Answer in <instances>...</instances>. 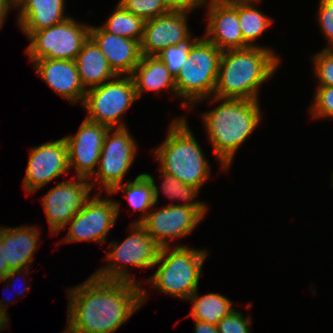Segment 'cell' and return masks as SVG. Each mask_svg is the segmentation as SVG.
Returning <instances> with one entry per match:
<instances>
[{"mask_svg":"<svg viewBox=\"0 0 333 333\" xmlns=\"http://www.w3.org/2000/svg\"><path fill=\"white\" fill-rule=\"evenodd\" d=\"M146 291L140 283L102 280L92 274L67 289V325L76 333H115L146 302Z\"/></svg>","mask_w":333,"mask_h":333,"instance_id":"obj_1","label":"cell"},{"mask_svg":"<svg viewBox=\"0 0 333 333\" xmlns=\"http://www.w3.org/2000/svg\"><path fill=\"white\" fill-rule=\"evenodd\" d=\"M279 62L278 55L264 46L223 51L213 96L219 99L258 100V88L272 78Z\"/></svg>","mask_w":333,"mask_h":333,"instance_id":"obj_2","label":"cell"},{"mask_svg":"<svg viewBox=\"0 0 333 333\" xmlns=\"http://www.w3.org/2000/svg\"><path fill=\"white\" fill-rule=\"evenodd\" d=\"M222 103L202 114L211 142L215 160H220L224 171L228 170L235 153L259 125L262 115L259 100L219 99Z\"/></svg>","mask_w":333,"mask_h":333,"instance_id":"obj_3","label":"cell"},{"mask_svg":"<svg viewBox=\"0 0 333 333\" xmlns=\"http://www.w3.org/2000/svg\"><path fill=\"white\" fill-rule=\"evenodd\" d=\"M167 137L154 150L160 169L200 190L210 177L209 163L184 117L174 118Z\"/></svg>","mask_w":333,"mask_h":333,"instance_id":"obj_4","label":"cell"},{"mask_svg":"<svg viewBox=\"0 0 333 333\" xmlns=\"http://www.w3.org/2000/svg\"><path fill=\"white\" fill-rule=\"evenodd\" d=\"M208 251L178 244L175 248L161 247L155 267L159 268L148 279L151 286L166 295L188 300L198 290L202 265Z\"/></svg>","mask_w":333,"mask_h":333,"instance_id":"obj_5","label":"cell"},{"mask_svg":"<svg viewBox=\"0 0 333 333\" xmlns=\"http://www.w3.org/2000/svg\"><path fill=\"white\" fill-rule=\"evenodd\" d=\"M131 233L122 243L116 241L110 243V251L106 259L110 260L108 265L102 266L93 274L102 280H116L134 282L128 271V265L140 268H153L158 261L161 246L152 239L141 223H132L129 227ZM125 264V265H122ZM122 265V266H121Z\"/></svg>","mask_w":333,"mask_h":333,"instance_id":"obj_6","label":"cell"},{"mask_svg":"<svg viewBox=\"0 0 333 333\" xmlns=\"http://www.w3.org/2000/svg\"><path fill=\"white\" fill-rule=\"evenodd\" d=\"M138 100L131 76L107 81L87 90L83 108L88 111L87 120L109 128H124L121 117L135 100Z\"/></svg>","mask_w":333,"mask_h":333,"instance_id":"obj_7","label":"cell"},{"mask_svg":"<svg viewBox=\"0 0 333 333\" xmlns=\"http://www.w3.org/2000/svg\"><path fill=\"white\" fill-rule=\"evenodd\" d=\"M90 26L78 24L69 17L63 22L33 32L26 53L30 61L60 59L75 61L84 42L90 37Z\"/></svg>","mask_w":333,"mask_h":333,"instance_id":"obj_8","label":"cell"},{"mask_svg":"<svg viewBox=\"0 0 333 333\" xmlns=\"http://www.w3.org/2000/svg\"><path fill=\"white\" fill-rule=\"evenodd\" d=\"M131 136L127 127L109 128L105 135L98 169L93 176L107 193L122 183L133 164L137 145Z\"/></svg>","mask_w":333,"mask_h":333,"instance_id":"obj_9","label":"cell"},{"mask_svg":"<svg viewBox=\"0 0 333 333\" xmlns=\"http://www.w3.org/2000/svg\"><path fill=\"white\" fill-rule=\"evenodd\" d=\"M102 191L89 198L84 207L67 223L70 229L65 243L94 241L105 243L106 236L117 221L120 203L100 197Z\"/></svg>","mask_w":333,"mask_h":333,"instance_id":"obj_10","label":"cell"},{"mask_svg":"<svg viewBox=\"0 0 333 333\" xmlns=\"http://www.w3.org/2000/svg\"><path fill=\"white\" fill-rule=\"evenodd\" d=\"M74 177L71 181H61L41 198L52 235H58L67 226L90 198L94 184L97 185L87 178Z\"/></svg>","mask_w":333,"mask_h":333,"instance_id":"obj_11","label":"cell"},{"mask_svg":"<svg viewBox=\"0 0 333 333\" xmlns=\"http://www.w3.org/2000/svg\"><path fill=\"white\" fill-rule=\"evenodd\" d=\"M207 208H189L180 205H166L148 212L141 223L147 234L161 247H170V239L188 235L202 221Z\"/></svg>","mask_w":333,"mask_h":333,"instance_id":"obj_12","label":"cell"},{"mask_svg":"<svg viewBox=\"0 0 333 333\" xmlns=\"http://www.w3.org/2000/svg\"><path fill=\"white\" fill-rule=\"evenodd\" d=\"M68 147L64 138L32 148L23 180L26 192L34 193L62 174H69Z\"/></svg>","mask_w":333,"mask_h":333,"instance_id":"obj_13","label":"cell"},{"mask_svg":"<svg viewBox=\"0 0 333 333\" xmlns=\"http://www.w3.org/2000/svg\"><path fill=\"white\" fill-rule=\"evenodd\" d=\"M108 129L85 118L75 135L63 137L68 147L69 168L75 167L76 177L88 179L94 175Z\"/></svg>","mask_w":333,"mask_h":333,"instance_id":"obj_14","label":"cell"},{"mask_svg":"<svg viewBox=\"0 0 333 333\" xmlns=\"http://www.w3.org/2000/svg\"><path fill=\"white\" fill-rule=\"evenodd\" d=\"M195 7L173 8L167 14L145 21L140 42L142 55H157L163 49L188 38L187 15Z\"/></svg>","mask_w":333,"mask_h":333,"instance_id":"obj_15","label":"cell"},{"mask_svg":"<svg viewBox=\"0 0 333 333\" xmlns=\"http://www.w3.org/2000/svg\"><path fill=\"white\" fill-rule=\"evenodd\" d=\"M208 14L205 38L222 52L249 47L239 25L238 11L221 0L207 1Z\"/></svg>","mask_w":333,"mask_h":333,"instance_id":"obj_16","label":"cell"},{"mask_svg":"<svg viewBox=\"0 0 333 333\" xmlns=\"http://www.w3.org/2000/svg\"><path fill=\"white\" fill-rule=\"evenodd\" d=\"M90 37L99 46L116 75L130 76L142 58L140 42L106 32L101 26H90Z\"/></svg>","mask_w":333,"mask_h":333,"instance_id":"obj_17","label":"cell"},{"mask_svg":"<svg viewBox=\"0 0 333 333\" xmlns=\"http://www.w3.org/2000/svg\"><path fill=\"white\" fill-rule=\"evenodd\" d=\"M37 74L52 90L73 104L84 101L87 90L81 83L75 61L37 59L33 61Z\"/></svg>","mask_w":333,"mask_h":333,"instance_id":"obj_18","label":"cell"},{"mask_svg":"<svg viewBox=\"0 0 333 333\" xmlns=\"http://www.w3.org/2000/svg\"><path fill=\"white\" fill-rule=\"evenodd\" d=\"M219 67H198L189 57L175 78L177 96L183 98L181 105L192 108L194 104L213 97ZM213 94V95H212ZM187 100V101H185Z\"/></svg>","mask_w":333,"mask_h":333,"instance_id":"obj_19","label":"cell"},{"mask_svg":"<svg viewBox=\"0 0 333 333\" xmlns=\"http://www.w3.org/2000/svg\"><path fill=\"white\" fill-rule=\"evenodd\" d=\"M16 7H20L18 25L27 37L69 18L64 15L65 0H21Z\"/></svg>","mask_w":333,"mask_h":333,"instance_id":"obj_20","label":"cell"},{"mask_svg":"<svg viewBox=\"0 0 333 333\" xmlns=\"http://www.w3.org/2000/svg\"><path fill=\"white\" fill-rule=\"evenodd\" d=\"M39 236L37 226L3 227L4 255L10 270L31 266Z\"/></svg>","mask_w":333,"mask_h":333,"instance_id":"obj_21","label":"cell"},{"mask_svg":"<svg viewBox=\"0 0 333 333\" xmlns=\"http://www.w3.org/2000/svg\"><path fill=\"white\" fill-rule=\"evenodd\" d=\"M130 76L138 99L143 91L159 93L165 88L177 95L175 77L157 55H142L141 61Z\"/></svg>","mask_w":333,"mask_h":333,"instance_id":"obj_22","label":"cell"},{"mask_svg":"<svg viewBox=\"0 0 333 333\" xmlns=\"http://www.w3.org/2000/svg\"><path fill=\"white\" fill-rule=\"evenodd\" d=\"M82 85L86 90L116 78L106 57L95 41L89 37L75 59Z\"/></svg>","mask_w":333,"mask_h":333,"instance_id":"obj_23","label":"cell"},{"mask_svg":"<svg viewBox=\"0 0 333 333\" xmlns=\"http://www.w3.org/2000/svg\"><path fill=\"white\" fill-rule=\"evenodd\" d=\"M125 192V197L128 204L131 206V210L143 211L141 218L134 223H142L148 215L151 208H155V204L158 201L159 189L155 183V179L151 174L142 173L138 175L134 181L125 182L114 187L108 195H113L118 191ZM149 209V210H148Z\"/></svg>","mask_w":333,"mask_h":333,"instance_id":"obj_24","label":"cell"},{"mask_svg":"<svg viewBox=\"0 0 333 333\" xmlns=\"http://www.w3.org/2000/svg\"><path fill=\"white\" fill-rule=\"evenodd\" d=\"M188 301L192 303L190 315L193 320H200L213 325H216L224 316L234 310L232 302L218 293H208L199 297L196 290Z\"/></svg>","mask_w":333,"mask_h":333,"instance_id":"obj_25","label":"cell"},{"mask_svg":"<svg viewBox=\"0 0 333 333\" xmlns=\"http://www.w3.org/2000/svg\"><path fill=\"white\" fill-rule=\"evenodd\" d=\"M238 11L239 25L243 39L249 46H260L253 41L263 35L272 24V18L254 7L253 1L230 3Z\"/></svg>","mask_w":333,"mask_h":333,"instance_id":"obj_26","label":"cell"},{"mask_svg":"<svg viewBox=\"0 0 333 333\" xmlns=\"http://www.w3.org/2000/svg\"><path fill=\"white\" fill-rule=\"evenodd\" d=\"M144 24L145 20L143 18L128 12L120 4H117L111 16H109L106 23L101 27L111 34L141 42Z\"/></svg>","mask_w":333,"mask_h":333,"instance_id":"obj_27","label":"cell"},{"mask_svg":"<svg viewBox=\"0 0 333 333\" xmlns=\"http://www.w3.org/2000/svg\"><path fill=\"white\" fill-rule=\"evenodd\" d=\"M163 179L161 183V191L169 197V199H179L185 202V204H176L180 206H185L189 208H207L204 202L192 201L197 193L200 191L198 188L184 184L174 175L168 174L161 170V175ZM192 201V202H190Z\"/></svg>","mask_w":333,"mask_h":333,"instance_id":"obj_28","label":"cell"},{"mask_svg":"<svg viewBox=\"0 0 333 333\" xmlns=\"http://www.w3.org/2000/svg\"><path fill=\"white\" fill-rule=\"evenodd\" d=\"M192 34L177 43V45L170 46L166 49H163L157 56L164 62L167 66L170 73L176 78L179 74L182 65L185 63L187 57L189 56V52L195 43L200 39L196 37V39L191 37Z\"/></svg>","mask_w":333,"mask_h":333,"instance_id":"obj_29","label":"cell"},{"mask_svg":"<svg viewBox=\"0 0 333 333\" xmlns=\"http://www.w3.org/2000/svg\"><path fill=\"white\" fill-rule=\"evenodd\" d=\"M118 4L145 21L167 14L174 8L167 0H120Z\"/></svg>","mask_w":333,"mask_h":333,"instance_id":"obj_30","label":"cell"},{"mask_svg":"<svg viewBox=\"0 0 333 333\" xmlns=\"http://www.w3.org/2000/svg\"><path fill=\"white\" fill-rule=\"evenodd\" d=\"M222 51L205 37L195 43L189 52V58L198 67H219Z\"/></svg>","mask_w":333,"mask_h":333,"instance_id":"obj_31","label":"cell"},{"mask_svg":"<svg viewBox=\"0 0 333 333\" xmlns=\"http://www.w3.org/2000/svg\"><path fill=\"white\" fill-rule=\"evenodd\" d=\"M312 58L318 86H333V49H322Z\"/></svg>","mask_w":333,"mask_h":333,"instance_id":"obj_32","label":"cell"},{"mask_svg":"<svg viewBox=\"0 0 333 333\" xmlns=\"http://www.w3.org/2000/svg\"><path fill=\"white\" fill-rule=\"evenodd\" d=\"M310 107L312 118H333V86H318Z\"/></svg>","mask_w":333,"mask_h":333,"instance_id":"obj_33","label":"cell"},{"mask_svg":"<svg viewBox=\"0 0 333 333\" xmlns=\"http://www.w3.org/2000/svg\"><path fill=\"white\" fill-rule=\"evenodd\" d=\"M251 320L242 315L239 310H233L224 316L217 324L218 333H250Z\"/></svg>","mask_w":333,"mask_h":333,"instance_id":"obj_34","label":"cell"},{"mask_svg":"<svg viewBox=\"0 0 333 333\" xmlns=\"http://www.w3.org/2000/svg\"><path fill=\"white\" fill-rule=\"evenodd\" d=\"M318 16L321 32L329 41L327 49H333V0H320Z\"/></svg>","mask_w":333,"mask_h":333,"instance_id":"obj_35","label":"cell"},{"mask_svg":"<svg viewBox=\"0 0 333 333\" xmlns=\"http://www.w3.org/2000/svg\"><path fill=\"white\" fill-rule=\"evenodd\" d=\"M10 271L4 255L3 227H0V280H3Z\"/></svg>","mask_w":333,"mask_h":333,"instance_id":"obj_36","label":"cell"},{"mask_svg":"<svg viewBox=\"0 0 333 333\" xmlns=\"http://www.w3.org/2000/svg\"><path fill=\"white\" fill-rule=\"evenodd\" d=\"M195 321V333H218L217 326L200 320Z\"/></svg>","mask_w":333,"mask_h":333,"instance_id":"obj_37","label":"cell"},{"mask_svg":"<svg viewBox=\"0 0 333 333\" xmlns=\"http://www.w3.org/2000/svg\"><path fill=\"white\" fill-rule=\"evenodd\" d=\"M174 8L200 7L204 0H167Z\"/></svg>","mask_w":333,"mask_h":333,"instance_id":"obj_38","label":"cell"},{"mask_svg":"<svg viewBox=\"0 0 333 333\" xmlns=\"http://www.w3.org/2000/svg\"><path fill=\"white\" fill-rule=\"evenodd\" d=\"M25 272H28V268L11 270L3 280H0V282H3V281L5 282L7 279H8V281L11 282L12 279H14V278L18 279V277L21 275V273H25ZM22 285L25 286L23 288L24 292L28 293V287H26V285L24 283ZM21 292H23V291H19L18 293L20 294ZM18 293H17V296L19 295Z\"/></svg>","mask_w":333,"mask_h":333,"instance_id":"obj_39","label":"cell"},{"mask_svg":"<svg viewBox=\"0 0 333 333\" xmlns=\"http://www.w3.org/2000/svg\"><path fill=\"white\" fill-rule=\"evenodd\" d=\"M14 8L9 0H0V29L3 26V23L6 19L9 9Z\"/></svg>","mask_w":333,"mask_h":333,"instance_id":"obj_40","label":"cell"},{"mask_svg":"<svg viewBox=\"0 0 333 333\" xmlns=\"http://www.w3.org/2000/svg\"><path fill=\"white\" fill-rule=\"evenodd\" d=\"M5 300L0 299V330L4 329L5 327H7V323L9 318L8 317V312H7V303L4 302ZM6 304V305H5Z\"/></svg>","mask_w":333,"mask_h":333,"instance_id":"obj_41","label":"cell"},{"mask_svg":"<svg viewBox=\"0 0 333 333\" xmlns=\"http://www.w3.org/2000/svg\"><path fill=\"white\" fill-rule=\"evenodd\" d=\"M227 3H234V2H247V1H253L255 3H259L261 0H221Z\"/></svg>","mask_w":333,"mask_h":333,"instance_id":"obj_42","label":"cell"},{"mask_svg":"<svg viewBox=\"0 0 333 333\" xmlns=\"http://www.w3.org/2000/svg\"><path fill=\"white\" fill-rule=\"evenodd\" d=\"M21 0H9V2L11 3V5L14 7L20 2Z\"/></svg>","mask_w":333,"mask_h":333,"instance_id":"obj_43","label":"cell"},{"mask_svg":"<svg viewBox=\"0 0 333 333\" xmlns=\"http://www.w3.org/2000/svg\"><path fill=\"white\" fill-rule=\"evenodd\" d=\"M63 333H76L69 326H67Z\"/></svg>","mask_w":333,"mask_h":333,"instance_id":"obj_44","label":"cell"},{"mask_svg":"<svg viewBox=\"0 0 333 333\" xmlns=\"http://www.w3.org/2000/svg\"><path fill=\"white\" fill-rule=\"evenodd\" d=\"M206 1L207 0H204L200 6L206 5Z\"/></svg>","mask_w":333,"mask_h":333,"instance_id":"obj_45","label":"cell"}]
</instances>
